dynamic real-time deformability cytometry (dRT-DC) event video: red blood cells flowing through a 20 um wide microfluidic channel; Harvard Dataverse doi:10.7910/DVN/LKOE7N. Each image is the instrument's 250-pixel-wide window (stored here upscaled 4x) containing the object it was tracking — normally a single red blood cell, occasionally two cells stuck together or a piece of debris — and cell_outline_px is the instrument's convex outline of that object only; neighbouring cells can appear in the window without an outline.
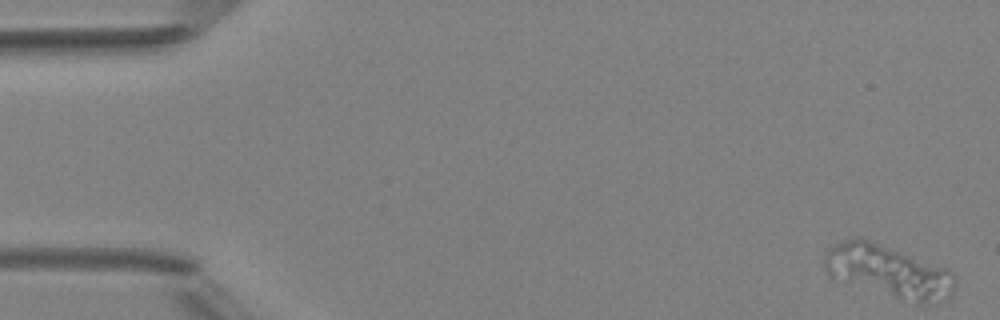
{"species": "Egyptian fruit bat (a non-hibernating species)", "species_latin": "Rousettus aegyptiacus", "temperature_condition": "room temperature", "stored_images_in_passage": 49, "segment_of_instrument_passage": [1, 2], "camera_frame_rate_fps": 3000, "um_per_image_px": 0.085, "animal": {"sex": "female"}, "frame": {"image": 1, "passage_image": 1, "time_ms": 0.0, "image_size_px": [1000, 320], "cell_outline_px": [[956, 284], [952, 292], [948, 296], [924, 304], [832, 280], [828, 276], [824, 268], [824, 256], [828, 248], [844, 240], [856, 236], [880, 244], [948, 268], [952, 272], [956, 280]], "centroid_in_image_um": [75.45, 23.04], "position_along_channel_um": 9.6, "area_um2": 39.54}}
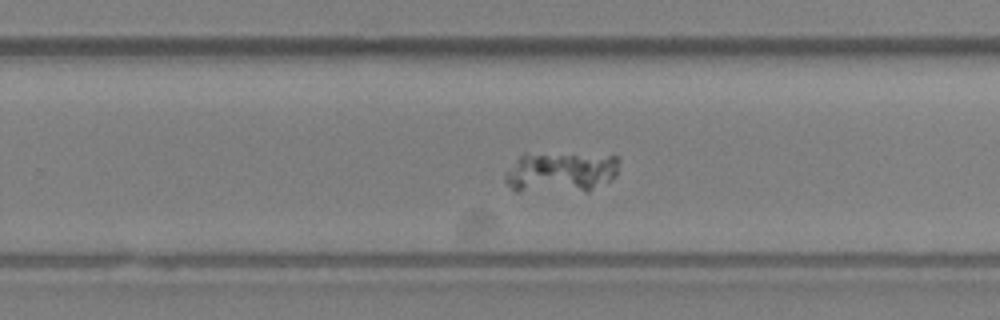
{"frame": {"image": 2, "passage_image": 31, "time_ms": 10.0, "image_size_px": [1000, 320], "cell_outline_px": [[620, 160], [616, 176], [588, 192], [516, 192], [504, 180], [504, 176], [516, 160], [524, 152], [616, 156]], "centroid_in_image_um": [47.65, 14.65], "position_along_channel_um": 282.2, "area_um2": 27.57}}
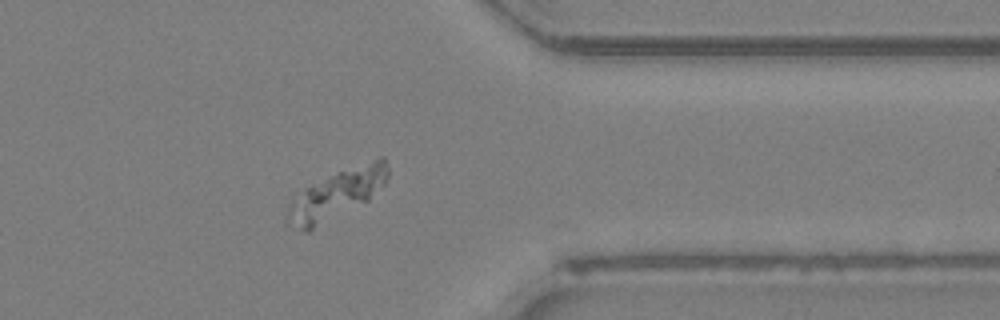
{"frame": {"image": 3, "passage_image": 39, "time_ms": 12.667, "image_size_px": [1000, 320], "cell_outline_px": [[388, 176], [384, 184], [368, 200], [308, 232], [304, 232], [288, 224], [284, 220], [284, 216], [288, 204], [292, 196], [340, 172], [380, 156], [384, 156], [388, 168]], "centroid_in_image_um": [28.57, 16.57], "position_along_channel_um": 382.8, "area_um2": 28.26}}